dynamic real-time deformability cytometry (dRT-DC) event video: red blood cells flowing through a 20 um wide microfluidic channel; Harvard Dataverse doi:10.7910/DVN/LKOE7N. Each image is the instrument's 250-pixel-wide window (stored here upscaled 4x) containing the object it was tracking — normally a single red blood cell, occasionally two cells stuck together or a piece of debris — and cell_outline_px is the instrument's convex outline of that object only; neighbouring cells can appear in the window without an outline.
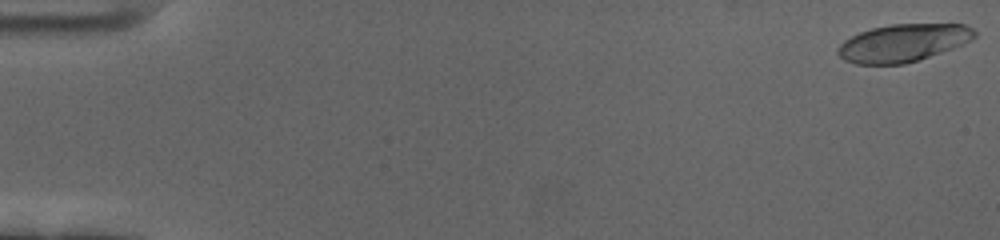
{"species": "human", "species_latin": "Homo sapiens", "temperature_condition": "cold", "stored_images_in_passage": 60, "camera_frame_rate_fps": 3000, "um_per_image_px": 0.085, "donor": {"sex": "female"}, "frame": {"image": 1, "passage_image": 1, "time_ms": 0.0, "image_size_px": [1000, 240], "cell_outline_px": [[976, 36], [964, 44], [904, 64], [856, 64], [844, 60], [836, 52], [836, 48], [844, 40], [860, 32], [872, 28], [892, 24], [964, 24], [972, 28], [976, 32]], "centroid_in_image_um": [76.74, 3.64], "position_along_channel_um": 8.3, "area_um2": 29.77}}
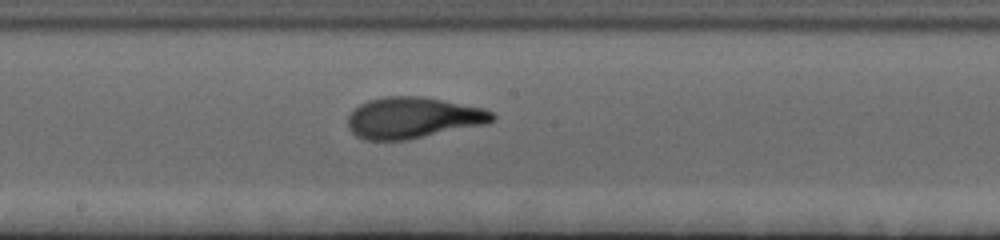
{"frame": {"image": 2, "passage_image": 33, "time_ms": 10.667, "image_size_px": [1000, 240], "cell_outline_px": [[496, 120], [488, 124], [408, 140], [364, 140], [356, 136], [348, 128], [348, 116], [360, 104], [368, 100], [384, 96], [424, 96], [484, 108], [492, 112], [496, 116]], "centroid_in_image_um": [35.14, 10.01], "position_along_channel_um": 213.1, "area_um2": 35.08}}
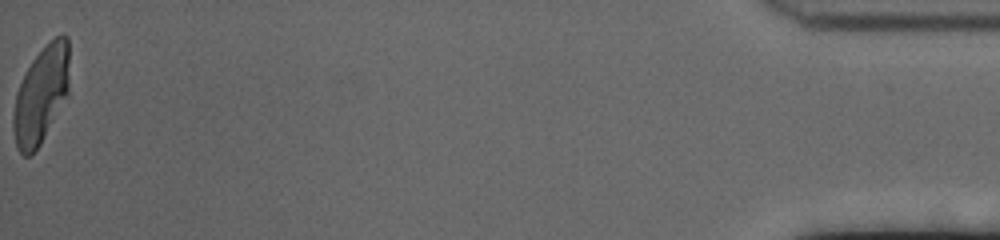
{"frame": {"image": 3, "passage_image": 60, "time_ms": 19.667, "image_size_px": [1000, 240], "cell_outline_px": [[68, 92], [40, 144], [28, 156], [24, 156], [16, 148], [12, 128], [12, 116], [16, 92], [32, 60], [56, 36], [68, 36]], "centroid_in_image_um": [3.45, 8.1], "position_along_channel_um": 431.7, "area_um2": 30.92}, "authors_computed_cell_mechanics": {"area_um2": 32.5703, "velocity_mm_per_s": 3.4389, "shape_relaxation_time_tau1_ms": 3.9356, "shape_relaxation_time_tau2_ms": 1.2989, "deformation_change_tau1": 0.2296, "deformation_change_tau2": 0.0842}}